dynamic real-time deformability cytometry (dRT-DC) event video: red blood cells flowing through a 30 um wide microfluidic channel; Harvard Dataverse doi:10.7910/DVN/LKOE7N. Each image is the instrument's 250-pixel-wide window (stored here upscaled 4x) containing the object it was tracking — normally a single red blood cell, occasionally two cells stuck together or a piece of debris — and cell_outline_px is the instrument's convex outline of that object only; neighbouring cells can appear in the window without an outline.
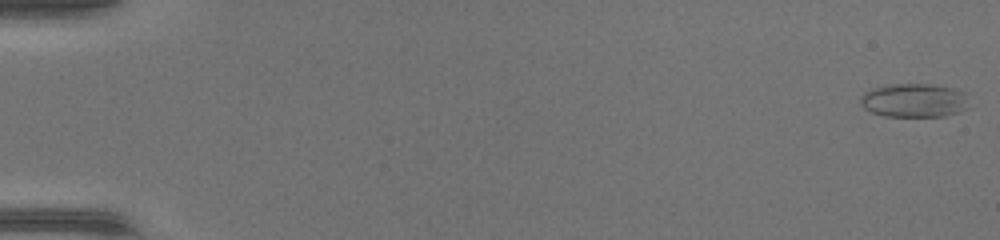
{"species": "common noctule bat (a hibernating species)", "species_latin": "Nyctalus noctula", "temperature_condition": "warm", "stored_images_in_passage": 49, "camera_frame_rate_fps": 3000, "um_per_image_px": 0.085, "animal": {"sex": "female", "body_mass_g": 17.0, "forearm_length_mm": 48.0}, "frame": {"image": 1, "passage_image": 1, "time_ms": 0.0, "image_size_px": [1000, 240], "cell_outline_px": [[968, 108], [960, 112], [944, 116], [884, 116], [872, 112], [864, 108], [860, 104], [860, 96], [864, 92], [872, 88], [884, 84], [932, 84], [952, 88], [968, 92]], "centroid_in_image_um": [77.72, 8.52], "position_along_channel_um": 7.3, "area_um2": 21.79}}
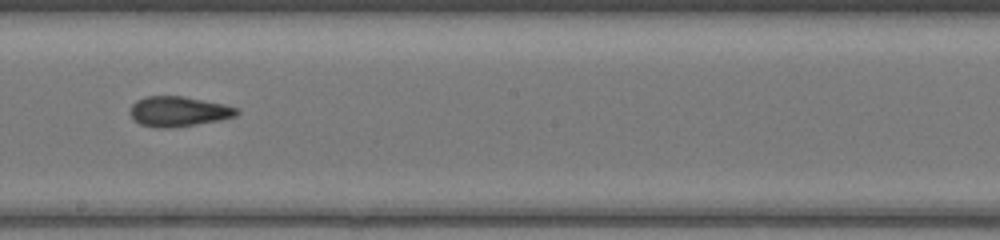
{"frame": {"image": 2, "passage_image": 29, "time_ms": 9.333, "image_size_px": [1000, 240], "cell_outline_px": [[240, 112], [236, 116], [220, 120], [172, 128], [156, 128], [140, 124], [132, 120], [128, 112], [132, 104], [136, 100], [144, 96], [184, 96], [224, 104], [240, 108]], "centroid_in_image_um": [15.15, 9.47], "position_along_channel_um": 233.1, "area_um2": 19.07}}
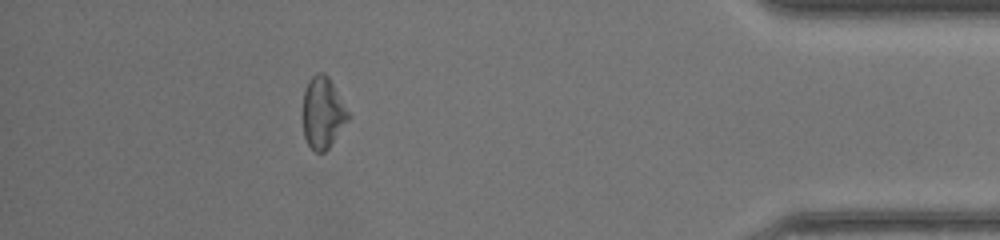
{"frame": {"image": 3, "passage_image": 44, "time_ms": 14.333, "image_size_px": [1000, 240], "cell_outline_px": [[348, 120], [328, 148], [324, 152], [316, 152], [308, 144], [304, 136], [304, 88], [308, 80], [316, 72], [324, 72], [328, 76], [348, 112]], "centroid_in_image_um": [27.42, 9.56], "position_along_channel_um": 407.8, "area_um2": 18.38}, "authors_computed_cell_mechanics": {"area_um2": 19.4208, "velocity_mm_per_s": 4.3921, "shape_relaxation_time_tau1_ms": 8.4541, "shape_relaxation_time_tau2_ms": 2.4954, "deformation_change_tau1": 0.1952, "deformation_change_tau2": 0.122}}